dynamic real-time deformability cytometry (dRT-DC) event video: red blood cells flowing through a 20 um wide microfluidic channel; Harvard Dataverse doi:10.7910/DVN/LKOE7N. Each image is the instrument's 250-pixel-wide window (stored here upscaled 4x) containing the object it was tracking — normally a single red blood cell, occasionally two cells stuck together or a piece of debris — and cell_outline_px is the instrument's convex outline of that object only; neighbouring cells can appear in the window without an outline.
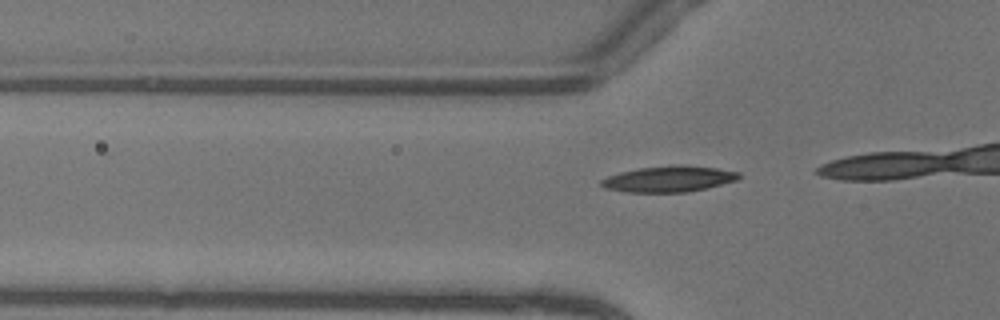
{"species": "common noctule bat (a hibernating species)", "species_latin": "Nyctalus noctula", "temperature_condition": "warm", "stored_images_in_passage": 15, "camera_frame_rate_fps": 3000, "um_per_image_px": 0.085, "animal": {"sex": "female"}, "frame": {"image": 1, "passage_image": 12, "time_ms": 3.667, "image_size_px": [1000, 320], "cell_outline_px": [[740, 176], [736, 180], [704, 188], [684, 192], [628, 192], [604, 188], [600, 184], [600, 180], [608, 176], [620, 172], [640, 168], [676, 164], [680, 164], [716, 168], [740, 172]], "centroid_in_image_um": [56.81, 15.2], "position_along_channel_um": 69.0, "area_um2": 20.63}}